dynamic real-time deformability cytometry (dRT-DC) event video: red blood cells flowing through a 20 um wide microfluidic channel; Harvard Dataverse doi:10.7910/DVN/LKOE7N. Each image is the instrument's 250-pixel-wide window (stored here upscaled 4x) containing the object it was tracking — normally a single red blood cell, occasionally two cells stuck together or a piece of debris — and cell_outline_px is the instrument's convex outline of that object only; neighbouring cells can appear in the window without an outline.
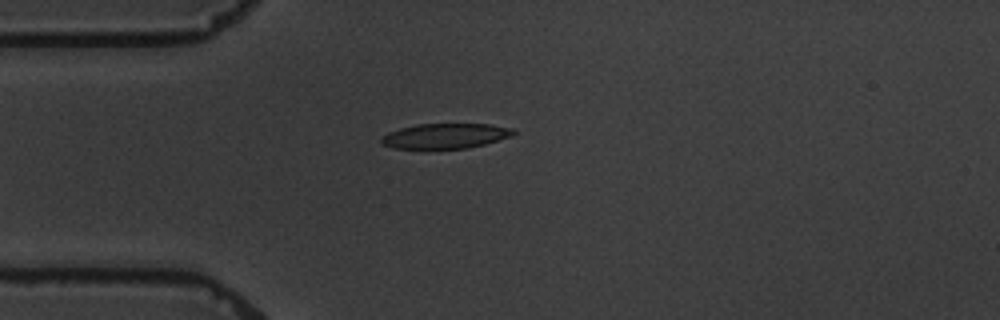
{"species": "common noctule bat (a hibernating species)", "species_latin": "Nyctalus noctula", "temperature_condition": "warm", "stored_images_in_passage": 4, "camera_frame_rate_fps": 3000, "um_per_image_px": 0.085, "animal": {"sex": "male", "body_mass_g": 19.5, "forearm_length_mm": 54.6}, "frame": {"image": 1, "passage_image": 4, "time_ms": 4.333, "image_size_px": [1000, 320], "cell_outline_px": [[516, 132], [512, 136], [484, 144], [468, 148], [392, 148], [384, 144], [380, 140], [388, 132], [400, 128], [416, 124], [488, 124], [512, 128]], "centroid_in_image_um": [37.87, 11.55], "position_along_channel_um": 47.1, "area_um2": 19.07}}